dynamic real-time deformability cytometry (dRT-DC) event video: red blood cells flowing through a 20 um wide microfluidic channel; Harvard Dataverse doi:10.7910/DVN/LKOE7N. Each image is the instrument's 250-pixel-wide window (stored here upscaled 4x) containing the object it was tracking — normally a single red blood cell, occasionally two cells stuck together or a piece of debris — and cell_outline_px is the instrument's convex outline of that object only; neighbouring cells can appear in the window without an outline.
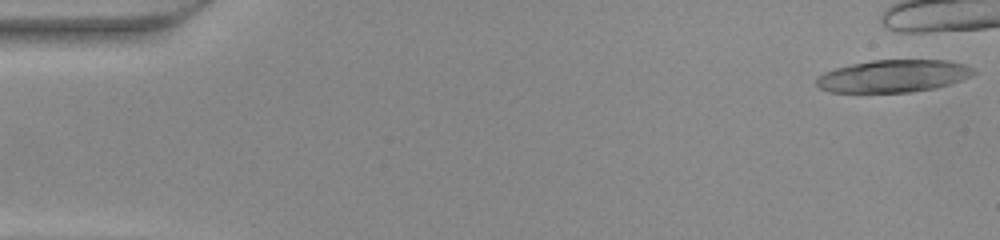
{"species": "common noctule bat (a hibernating species)", "species_latin": "Nyctalus noctula", "temperature_condition": "warm", "stored_images_in_passage": 4, "camera_frame_rate_fps": 3000, "um_per_image_px": 0.085, "animal": {"sex": "female", "body_mass_g": 22.0, "forearm_length_mm": 56.7}, "frame": {"image": 1, "passage_image": 1, "time_ms": 0.0, "image_size_px": [1000, 240], "cell_outline_px": [[976, 72], [972, 76], [936, 88], [912, 92], [828, 92], [820, 88], [816, 84], [816, 80], [824, 72], [836, 68], [852, 64], [872, 60], [948, 60], [964, 64], [976, 68]], "centroid_in_image_um": [75.97, 6.46], "position_along_channel_um": 9.0, "area_um2": 29.71}}